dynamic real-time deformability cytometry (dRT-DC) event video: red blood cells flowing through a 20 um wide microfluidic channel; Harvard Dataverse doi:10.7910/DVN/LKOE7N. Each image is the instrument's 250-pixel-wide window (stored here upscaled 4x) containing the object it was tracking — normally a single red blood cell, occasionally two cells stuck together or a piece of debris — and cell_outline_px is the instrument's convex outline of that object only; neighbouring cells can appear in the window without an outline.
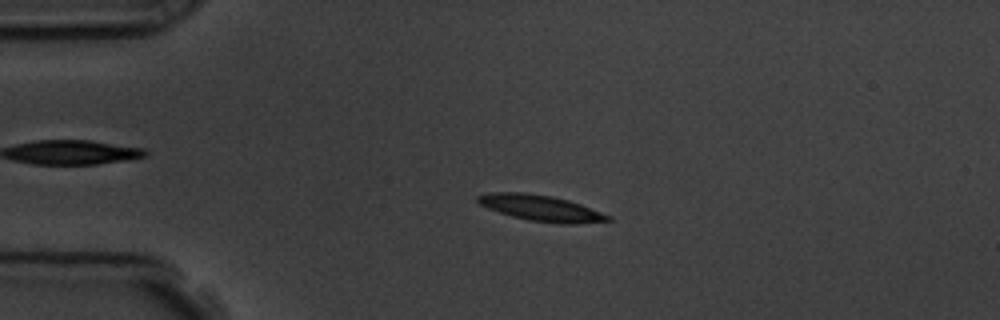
{"species": "common noctule bat (a hibernating species)", "species_latin": "Nyctalus noctula", "temperature_condition": "room temperature", "stored_images_in_passage": 5, "camera_frame_rate_fps": 3000, "um_per_image_px": 0.085, "animal": {"sex": "male", "body_mass_g": 19.5, "forearm_length_mm": 54.6}, "frame": {"image": 1, "passage_image": 3, "time_ms": 2.333, "image_size_px": [1000, 320], "cell_outline_px": [[612, 220], [576, 224], [560, 224], [528, 220], [512, 216], [488, 208], [480, 204], [476, 200], [476, 196], [488, 192], [528, 192], [552, 196], [568, 200], [580, 204], [612, 216]], "centroid_in_image_um": [45.98, 17.68], "position_along_channel_um": 39.0, "area_um2": 19.77}}